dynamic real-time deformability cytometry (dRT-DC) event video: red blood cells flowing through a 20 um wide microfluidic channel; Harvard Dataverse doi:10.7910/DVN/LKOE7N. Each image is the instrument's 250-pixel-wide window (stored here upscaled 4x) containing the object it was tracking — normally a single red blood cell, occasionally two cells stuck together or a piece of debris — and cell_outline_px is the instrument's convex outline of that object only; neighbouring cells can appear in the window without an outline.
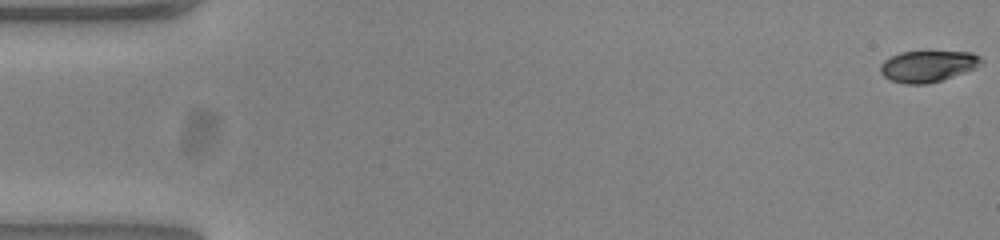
{"species": "common noctule bat (a hibernating species)", "species_latin": "Nyctalus noctula", "temperature_condition": "warm", "stored_images_in_passage": 54, "camera_frame_rate_fps": 3000, "um_per_image_px": 0.085, "animal": {"sex": "female", "body_mass_g": 23.0, "forearm_length_mm": 53.4}, "frame": {"image": 1, "passage_image": 1, "time_ms": 0.0, "image_size_px": [1000, 240], "cell_outline_px": [[984, 64], [976, 68], [928, 84], [904, 84], [892, 80], [884, 76], [880, 72], [880, 64], [884, 60], [900, 52], [972, 52], [980, 56], [984, 60]], "centroid_in_image_um": [78.89, 5.62], "position_along_channel_um": 6.1, "area_um2": 18.38}}
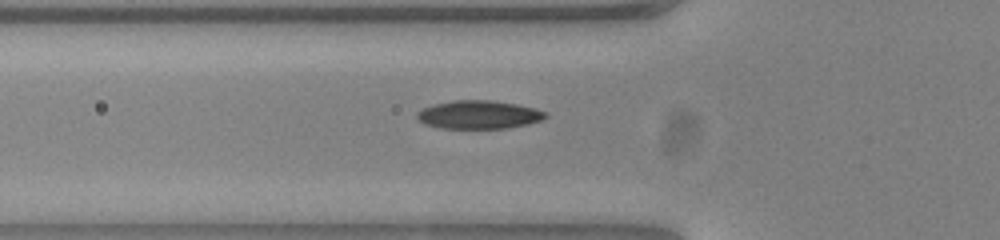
{"frame": {"image": 2, "passage_image": 19, "time_ms": 6.0, "image_size_px": [1000, 240], "cell_outline_px": [[548, 116], [540, 120], [528, 124], [508, 128], [440, 128], [424, 124], [416, 116], [416, 112], [432, 104], [456, 100], [492, 100], [516, 104], [548, 112]], "centroid_in_image_um": [40.69, 9.75], "position_along_channel_um": 85.1, "area_um2": 21.15}}
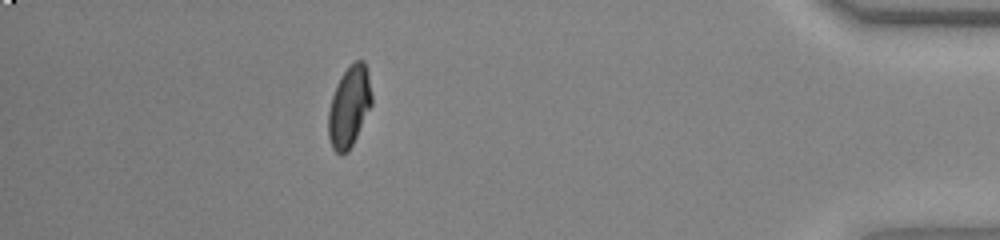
{"frame": {"image": 3, "passage_image": 48, "time_ms": 15.667, "image_size_px": [1000, 240], "cell_outline_px": [[372, 104], [352, 144], [344, 152], [336, 152], [332, 148], [328, 136], [328, 112], [332, 96], [336, 84], [340, 76], [356, 60], [364, 60], [368, 72], [372, 96]], "centroid_in_image_um": [29.68, 9.02], "position_along_channel_um": 405.5, "area_um2": 20.11}, "authors_computed_cell_mechanics": {"area_um2": 20.5768, "velocity_mm_per_s": 3.8489, "shape_relaxation_time_tau1_ms": 5.1599, "shape_relaxation_time_tau2_ms": 1.5246, "deformation_change_tau1": 0.205, "deformation_change_tau2": 0.0404}}